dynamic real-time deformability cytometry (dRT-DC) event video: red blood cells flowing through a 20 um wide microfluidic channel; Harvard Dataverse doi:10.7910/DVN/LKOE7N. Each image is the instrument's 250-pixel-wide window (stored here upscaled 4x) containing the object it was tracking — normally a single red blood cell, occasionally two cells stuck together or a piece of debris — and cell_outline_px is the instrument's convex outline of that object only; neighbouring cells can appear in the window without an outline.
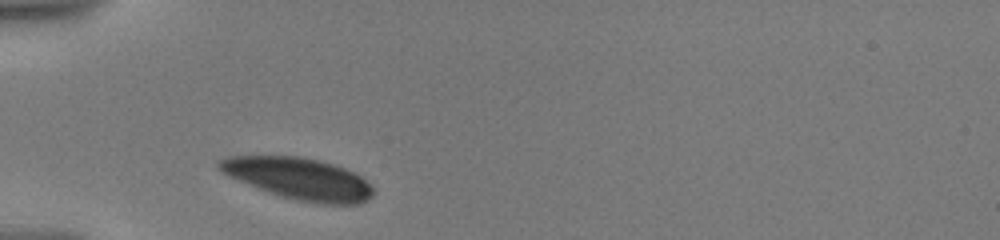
{"species": "human", "species_latin": "Homo sapiens", "temperature_condition": "warm", "stored_images_in_passage": 2, "camera_frame_rate_fps": 3000, "um_per_image_px": 0.085, "donor": {"sex": "male"}, "frame": {"image": 1, "passage_image": 1, "time_ms": 0.0, "image_size_px": [1000, 240], "cell_outline_px": [[376, 192], [368, 200], [360, 204], [324, 204], [300, 200], [268, 192], [240, 180], [216, 168], [216, 164], [220, 160], [228, 156], [296, 156], [316, 160], [332, 164], [344, 168], [360, 176]], "centroid_in_image_um": [25.43, 15.18], "position_along_channel_um": 59.6, "area_um2": 36.65}}